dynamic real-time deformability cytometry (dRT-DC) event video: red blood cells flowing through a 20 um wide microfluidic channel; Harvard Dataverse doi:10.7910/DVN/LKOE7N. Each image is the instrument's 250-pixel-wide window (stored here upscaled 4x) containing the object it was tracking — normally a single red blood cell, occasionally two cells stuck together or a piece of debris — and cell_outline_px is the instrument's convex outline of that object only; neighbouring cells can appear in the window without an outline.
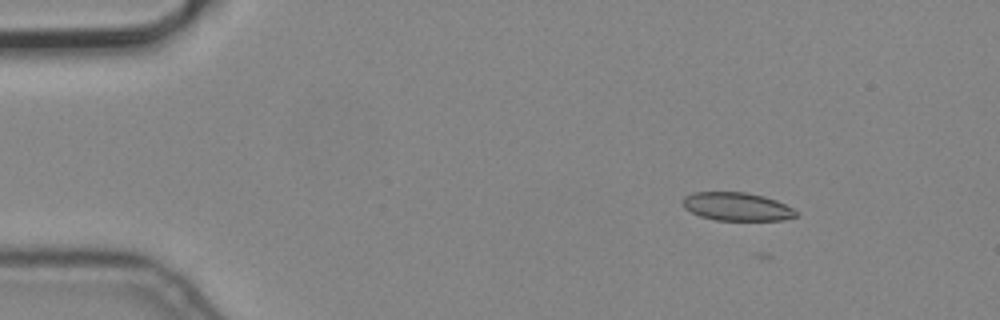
{"species": "common noctule bat (a hibernating species)", "species_latin": "Nyctalus noctula", "temperature_condition": "cold", "stored_images_in_passage": 6, "camera_frame_rate_fps": 3000, "um_per_image_px": 0.085, "animal": {"sex": "male", "body_mass_g": 19.2, "forearm_length_mm": 51.8}, "frame": {"image": 1, "passage_image": 4, "time_ms": 1.0, "image_size_px": [1000, 320], "cell_outline_px": [[800, 212], [796, 216], [784, 220], [716, 220], [700, 216], [684, 208], [680, 204], [680, 200], [684, 196], [692, 192], [748, 192], [764, 196], [776, 200]], "centroid_in_image_um": [62.6, 17.55], "position_along_channel_um": 22.4, "area_um2": 18.9}}